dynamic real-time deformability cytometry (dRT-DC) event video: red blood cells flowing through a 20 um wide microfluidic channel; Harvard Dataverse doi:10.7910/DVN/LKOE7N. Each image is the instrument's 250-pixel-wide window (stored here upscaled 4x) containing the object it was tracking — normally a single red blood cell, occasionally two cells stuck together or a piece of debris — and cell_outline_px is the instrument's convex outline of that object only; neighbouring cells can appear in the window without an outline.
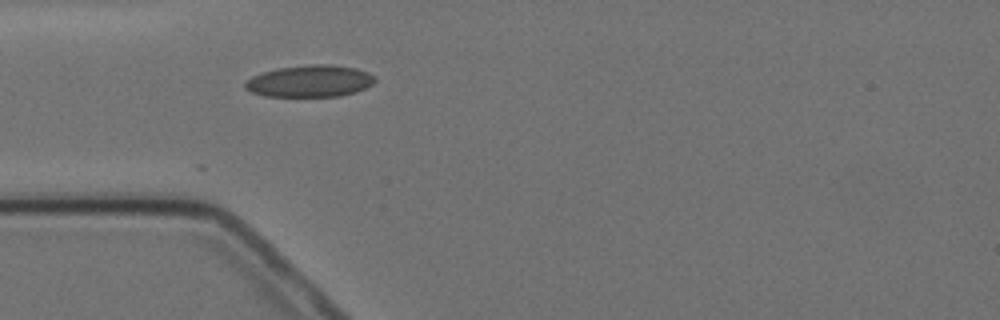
{"species": "Egyptian fruit bat (a non-hibernating species)", "species_latin": "Rousettus aegyptiacus", "temperature_condition": "cold", "stored_images_in_passage": 4, "camera_frame_rate_fps": 3000, "um_per_image_px": 0.085, "animal": {"sex": "female"}, "frame": {"image": 1, "passage_image": 4, "time_ms": 4.333, "image_size_px": [1000, 320], "cell_outline_px": [[376, 80], [372, 84], [364, 88], [340, 96], [264, 96], [252, 92], [244, 88], [244, 84], [252, 76], [260, 72], [276, 68], [308, 64], [332, 64], [356, 68], [368, 72], [376, 76]], "centroid_in_image_um": [26.32, 6.87], "position_along_channel_um": 58.7, "area_um2": 24.22}}